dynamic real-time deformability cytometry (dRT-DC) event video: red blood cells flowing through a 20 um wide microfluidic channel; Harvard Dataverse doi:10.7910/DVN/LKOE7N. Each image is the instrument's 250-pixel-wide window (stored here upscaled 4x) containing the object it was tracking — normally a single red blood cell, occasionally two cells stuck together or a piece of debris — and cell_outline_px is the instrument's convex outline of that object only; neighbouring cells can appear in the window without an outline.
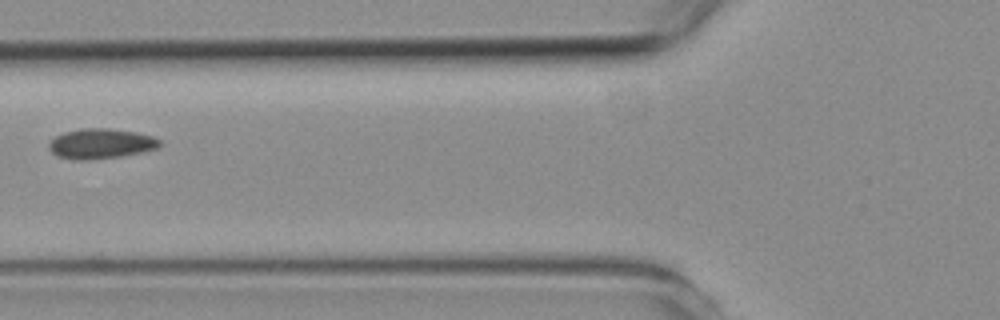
{"species": "common noctule bat (a hibernating species)", "species_latin": "Nyctalus noctula", "temperature_condition": "room temperature", "stored_images_in_passage": 3, "camera_frame_rate_fps": 3000, "um_per_image_px": 0.085, "animal": {"sex": "female", "body_mass_g": 19.3, "forearm_length_mm": 54.1}, "frame": {"image": 1, "passage_image": 2, "time_ms": 1.0, "image_size_px": [1000, 320], "cell_outline_px": [[160, 144], [156, 148], [140, 152], [120, 156], [88, 160], [72, 160], [56, 156], [48, 148], [48, 144], [56, 136], [64, 132], [80, 128], [108, 128], [136, 132], [152, 136], [160, 140]], "centroid_in_image_um": [8.52, 12.21], "position_along_channel_um": 117.3, "area_um2": 19.36}}
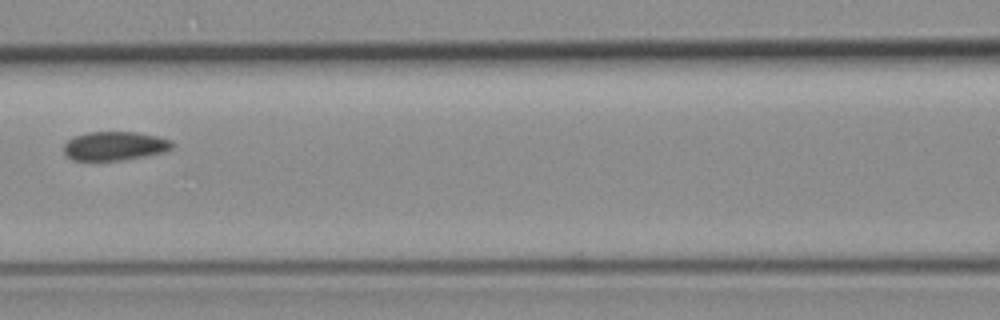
{"frame": {"image": 2, "passage_image": 3, "time_ms": 2.0, "image_size_px": [1000, 320], "cell_outline_px": [[176, 144], [172, 148], [164, 152], [144, 156], [120, 160], [72, 160], [64, 156], [64, 144], [68, 140], [76, 136], [88, 132], [136, 132], [156, 136], [172, 140]], "centroid_in_image_um": [9.76, 12.41], "position_along_channel_um": 156.8, "area_um2": 18.26}}